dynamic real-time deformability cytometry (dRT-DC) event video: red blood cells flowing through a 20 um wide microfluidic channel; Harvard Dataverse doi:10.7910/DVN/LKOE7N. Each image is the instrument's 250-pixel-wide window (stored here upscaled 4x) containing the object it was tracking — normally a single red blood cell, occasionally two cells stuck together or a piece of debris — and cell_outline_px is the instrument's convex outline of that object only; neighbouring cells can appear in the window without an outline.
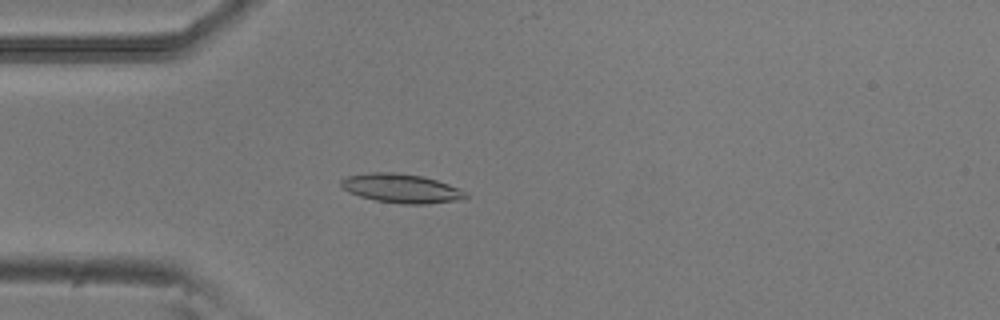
{"species": "common noctule bat (a hibernating species)", "species_latin": "Nyctalus noctula", "temperature_condition": "room temperature", "stored_images_in_passage": 3, "camera_frame_rate_fps": 3000, "um_per_image_px": 0.085, "animal": {"sex": "male", "body_mass_g": 20.5, "forearm_length_mm": 52.5}, "frame": {"image": 1, "passage_image": 3, "time_ms": 0.667, "image_size_px": [1000, 320], "cell_outline_px": [[468, 196], [464, 200], [424, 204], [400, 204], [376, 200], [360, 196], [348, 192], [340, 184], [340, 180], [348, 176], [372, 172], [396, 172], [420, 176], [436, 180], [460, 188], [468, 192]], "centroid_in_image_um": [34.16, 16.02], "position_along_channel_um": 50.8, "area_um2": 21.15}}